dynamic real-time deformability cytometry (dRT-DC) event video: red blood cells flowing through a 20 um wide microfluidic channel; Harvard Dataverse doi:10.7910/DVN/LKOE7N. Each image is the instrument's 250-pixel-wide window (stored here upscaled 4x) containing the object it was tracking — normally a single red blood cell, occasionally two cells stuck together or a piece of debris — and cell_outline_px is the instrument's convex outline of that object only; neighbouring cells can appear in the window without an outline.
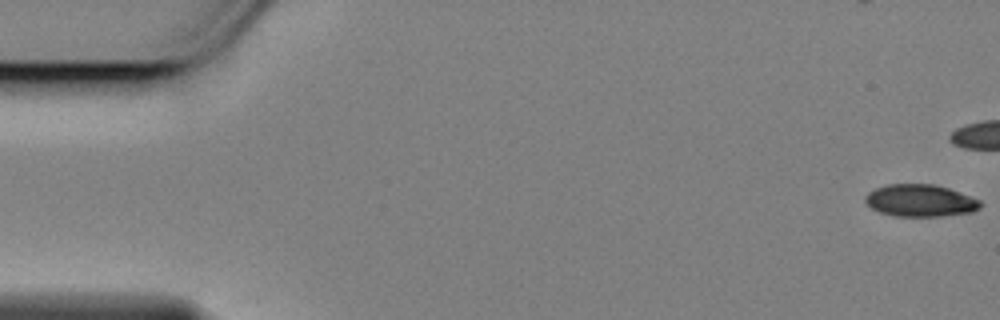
{"species": "Egyptian fruit bat (a non-hibernating species)", "species_latin": "Rousettus aegyptiacus", "temperature_condition": "cold", "stored_images_in_passage": 46, "camera_frame_rate_fps": 3000, "um_per_image_px": 0.085, "animal": {"sex": "female"}, "frame": {"image": 1, "passage_image": 1, "time_ms": 0.0, "image_size_px": [1000, 320], "cell_outline_px": [[984, 204], [980, 208], [972, 212], [944, 216], [896, 216], [880, 212], [872, 208], [864, 200], [864, 196], [868, 192], [876, 188], [888, 184], [932, 184], [948, 188], [980, 200]], "centroid_in_image_um": [78.23, 17.05], "position_along_channel_um": 6.8, "area_um2": 21.56}}
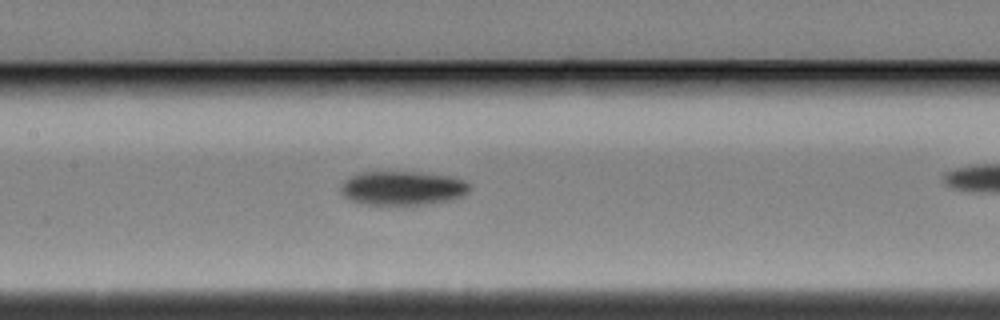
{"frame": {"image": 2, "passage_image": 27, "time_ms": 8.667, "image_size_px": [1000, 320], "cell_outline_px": [[472, 188], [464, 196], [452, 200], [428, 204], [360, 204], [344, 196], [340, 192], [340, 188], [344, 180], [360, 172], [412, 172], [448, 176], [464, 180]], "centroid_in_image_um": [34.23, 16.0], "position_along_channel_um": 173.2, "area_um2": 25.49}}
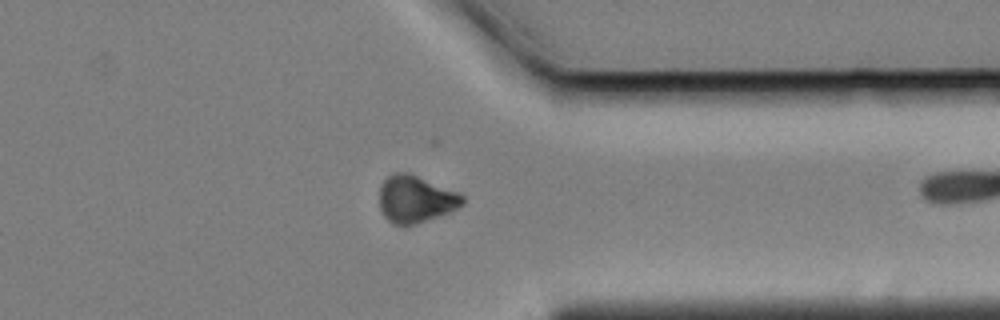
{"frame": {"image": 3, "passage_image": 45, "time_ms": 14.667, "image_size_px": [1000, 320], "cell_outline_px": [[464, 204], [448, 212], [404, 228], [392, 224], [384, 216], [380, 208], [380, 184], [392, 172], [408, 172], [456, 192], [464, 196]], "centroid_in_image_um": [35.27, 16.94], "position_along_channel_um": 376.1, "area_um2": 22.77}}